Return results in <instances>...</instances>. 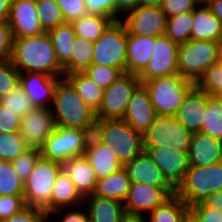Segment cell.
Wrapping results in <instances>:
<instances>
[{"label":"cell","mask_w":222,"mask_h":222,"mask_svg":"<svg viewBox=\"0 0 222 222\" xmlns=\"http://www.w3.org/2000/svg\"><path fill=\"white\" fill-rule=\"evenodd\" d=\"M10 60L20 73L34 72L63 77V67L59 64L48 32L13 37Z\"/></svg>","instance_id":"6da1fadb"},{"label":"cell","mask_w":222,"mask_h":222,"mask_svg":"<svg viewBox=\"0 0 222 222\" xmlns=\"http://www.w3.org/2000/svg\"><path fill=\"white\" fill-rule=\"evenodd\" d=\"M51 112L57 127L77 128L94 133L97 120L95 111L83 101L65 77L56 85Z\"/></svg>","instance_id":"7a4b0ae2"},{"label":"cell","mask_w":222,"mask_h":222,"mask_svg":"<svg viewBox=\"0 0 222 222\" xmlns=\"http://www.w3.org/2000/svg\"><path fill=\"white\" fill-rule=\"evenodd\" d=\"M93 135L115 153L123 166L144 151L142 133L122 119L96 120Z\"/></svg>","instance_id":"3957f363"},{"label":"cell","mask_w":222,"mask_h":222,"mask_svg":"<svg viewBox=\"0 0 222 222\" xmlns=\"http://www.w3.org/2000/svg\"><path fill=\"white\" fill-rule=\"evenodd\" d=\"M157 116H174L196 83L179 74L157 77L143 83Z\"/></svg>","instance_id":"277c9868"},{"label":"cell","mask_w":222,"mask_h":222,"mask_svg":"<svg viewBox=\"0 0 222 222\" xmlns=\"http://www.w3.org/2000/svg\"><path fill=\"white\" fill-rule=\"evenodd\" d=\"M222 190V162L208 166H189L176 195L191 207L204 202L210 195Z\"/></svg>","instance_id":"5b68a950"},{"label":"cell","mask_w":222,"mask_h":222,"mask_svg":"<svg viewBox=\"0 0 222 222\" xmlns=\"http://www.w3.org/2000/svg\"><path fill=\"white\" fill-rule=\"evenodd\" d=\"M220 42L189 40L179 44L178 74L195 83L218 63Z\"/></svg>","instance_id":"8992f818"},{"label":"cell","mask_w":222,"mask_h":222,"mask_svg":"<svg viewBox=\"0 0 222 222\" xmlns=\"http://www.w3.org/2000/svg\"><path fill=\"white\" fill-rule=\"evenodd\" d=\"M62 164L46 159L42 155L36 161L32 172L24 182V198L27 206L44 210L50 214L52 187Z\"/></svg>","instance_id":"52a82bcc"},{"label":"cell","mask_w":222,"mask_h":222,"mask_svg":"<svg viewBox=\"0 0 222 222\" xmlns=\"http://www.w3.org/2000/svg\"><path fill=\"white\" fill-rule=\"evenodd\" d=\"M127 29L121 21L113 22L94 42L92 65H104L126 72Z\"/></svg>","instance_id":"ba28073f"},{"label":"cell","mask_w":222,"mask_h":222,"mask_svg":"<svg viewBox=\"0 0 222 222\" xmlns=\"http://www.w3.org/2000/svg\"><path fill=\"white\" fill-rule=\"evenodd\" d=\"M192 135L174 116H157L142 134L144 151L149 147L188 151Z\"/></svg>","instance_id":"9c48e42d"},{"label":"cell","mask_w":222,"mask_h":222,"mask_svg":"<svg viewBox=\"0 0 222 222\" xmlns=\"http://www.w3.org/2000/svg\"><path fill=\"white\" fill-rule=\"evenodd\" d=\"M91 135L87 130L56 126L41 150V155L63 164L72 157L84 155Z\"/></svg>","instance_id":"30bf717a"},{"label":"cell","mask_w":222,"mask_h":222,"mask_svg":"<svg viewBox=\"0 0 222 222\" xmlns=\"http://www.w3.org/2000/svg\"><path fill=\"white\" fill-rule=\"evenodd\" d=\"M139 75L123 73L103 92L97 120L122 119L132 92L140 84Z\"/></svg>","instance_id":"8fae6325"},{"label":"cell","mask_w":222,"mask_h":222,"mask_svg":"<svg viewBox=\"0 0 222 222\" xmlns=\"http://www.w3.org/2000/svg\"><path fill=\"white\" fill-rule=\"evenodd\" d=\"M122 19L129 34L158 37L166 32L167 16L161 7L137 5L126 12Z\"/></svg>","instance_id":"7c38bea8"},{"label":"cell","mask_w":222,"mask_h":222,"mask_svg":"<svg viewBox=\"0 0 222 222\" xmlns=\"http://www.w3.org/2000/svg\"><path fill=\"white\" fill-rule=\"evenodd\" d=\"M179 45L166 34L155 37L152 58L145 70L139 75L141 83L147 80L178 74L177 58Z\"/></svg>","instance_id":"4fadbf2b"},{"label":"cell","mask_w":222,"mask_h":222,"mask_svg":"<svg viewBox=\"0 0 222 222\" xmlns=\"http://www.w3.org/2000/svg\"><path fill=\"white\" fill-rule=\"evenodd\" d=\"M55 127L51 108L34 107L21 118L20 133L28 148L41 151Z\"/></svg>","instance_id":"5bb4252c"},{"label":"cell","mask_w":222,"mask_h":222,"mask_svg":"<svg viewBox=\"0 0 222 222\" xmlns=\"http://www.w3.org/2000/svg\"><path fill=\"white\" fill-rule=\"evenodd\" d=\"M131 183H143L164 189L170 196L176 195V188L162 174L146 151L137 155L123 166Z\"/></svg>","instance_id":"9a60e30c"},{"label":"cell","mask_w":222,"mask_h":222,"mask_svg":"<svg viewBox=\"0 0 222 222\" xmlns=\"http://www.w3.org/2000/svg\"><path fill=\"white\" fill-rule=\"evenodd\" d=\"M162 174L177 188L189 168L188 151L165 147H149L145 150Z\"/></svg>","instance_id":"2e32d148"},{"label":"cell","mask_w":222,"mask_h":222,"mask_svg":"<svg viewBox=\"0 0 222 222\" xmlns=\"http://www.w3.org/2000/svg\"><path fill=\"white\" fill-rule=\"evenodd\" d=\"M156 117L157 114L151 103L148 89L143 83H140L132 92L122 120L127 122L135 131L143 134Z\"/></svg>","instance_id":"e0dca14e"},{"label":"cell","mask_w":222,"mask_h":222,"mask_svg":"<svg viewBox=\"0 0 222 222\" xmlns=\"http://www.w3.org/2000/svg\"><path fill=\"white\" fill-rule=\"evenodd\" d=\"M8 24L13 37L39 35L44 32L36 8V0H12Z\"/></svg>","instance_id":"ac0fdd59"},{"label":"cell","mask_w":222,"mask_h":222,"mask_svg":"<svg viewBox=\"0 0 222 222\" xmlns=\"http://www.w3.org/2000/svg\"><path fill=\"white\" fill-rule=\"evenodd\" d=\"M61 78L63 77L24 72L19 75V85L34 107L51 108L55 88Z\"/></svg>","instance_id":"d6986e66"},{"label":"cell","mask_w":222,"mask_h":222,"mask_svg":"<svg viewBox=\"0 0 222 222\" xmlns=\"http://www.w3.org/2000/svg\"><path fill=\"white\" fill-rule=\"evenodd\" d=\"M171 196L162 188L143 184L131 183L125 200V212L146 216L156 207L163 204Z\"/></svg>","instance_id":"ffe728a7"},{"label":"cell","mask_w":222,"mask_h":222,"mask_svg":"<svg viewBox=\"0 0 222 222\" xmlns=\"http://www.w3.org/2000/svg\"><path fill=\"white\" fill-rule=\"evenodd\" d=\"M207 112V93L195 86L185 97L174 117L192 133L201 132Z\"/></svg>","instance_id":"44dd1931"},{"label":"cell","mask_w":222,"mask_h":222,"mask_svg":"<svg viewBox=\"0 0 222 222\" xmlns=\"http://www.w3.org/2000/svg\"><path fill=\"white\" fill-rule=\"evenodd\" d=\"M189 166H208L222 162V140L193 133L188 149Z\"/></svg>","instance_id":"7402d4cb"},{"label":"cell","mask_w":222,"mask_h":222,"mask_svg":"<svg viewBox=\"0 0 222 222\" xmlns=\"http://www.w3.org/2000/svg\"><path fill=\"white\" fill-rule=\"evenodd\" d=\"M84 155L93 167L97 179L115 173L123 167L115 153L93 134L88 140Z\"/></svg>","instance_id":"603a6c76"},{"label":"cell","mask_w":222,"mask_h":222,"mask_svg":"<svg viewBox=\"0 0 222 222\" xmlns=\"http://www.w3.org/2000/svg\"><path fill=\"white\" fill-rule=\"evenodd\" d=\"M84 197L76 189L74 183L70 180V177L67 175L65 170L62 168L57 174L55 182L52 187L51 198H50V215L62 214L65 210V207L71 208L79 205L82 208ZM63 209V210H62Z\"/></svg>","instance_id":"cb8c5ba5"},{"label":"cell","mask_w":222,"mask_h":222,"mask_svg":"<svg viewBox=\"0 0 222 222\" xmlns=\"http://www.w3.org/2000/svg\"><path fill=\"white\" fill-rule=\"evenodd\" d=\"M155 37L127 32L126 73L140 75L152 58Z\"/></svg>","instance_id":"d4e9b609"},{"label":"cell","mask_w":222,"mask_h":222,"mask_svg":"<svg viewBox=\"0 0 222 222\" xmlns=\"http://www.w3.org/2000/svg\"><path fill=\"white\" fill-rule=\"evenodd\" d=\"M191 40L222 42V24L206 3L193 11Z\"/></svg>","instance_id":"484cf974"},{"label":"cell","mask_w":222,"mask_h":222,"mask_svg":"<svg viewBox=\"0 0 222 222\" xmlns=\"http://www.w3.org/2000/svg\"><path fill=\"white\" fill-rule=\"evenodd\" d=\"M62 168L83 197L93 193L98 179L85 155L70 158Z\"/></svg>","instance_id":"4316f807"},{"label":"cell","mask_w":222,"mask_h":222,"mask_svg":"<svg viewBox=\"0 0 222 222\" xmlns=\"http://www.w3.org/2000/svg\"><path fill=\"white\" fill-rule=\"evenodd\" d=\"M83 203L88 205L85 208L90 222H120L125 212L124 204L111 198L90 194L84 197Z\"/></svg>","instance_id":"83f0119b"},{"label":"cell","mask_w":222,"mask_h":222,"mask_svg":"<svg viewBox=\"0 0 222 222\" xmlns=\"http://www.w3.org/2000/svg\"><path fill=\"white\" fill-rule=\"evenodd\" d=\"M130 185L131 181L127 170L122 167L117 172L98 179L92 195L111 198L124 203L128 196Z\"/></svg>","instance_id":"f1b7e54d"},{"label":"cell","mask_w":222,"mask_h":222,"mask_svg":"<svg viewBox=\"0 0 222 222\" xmlns=\"http://www.w3.org/2000/svg\"><path fill=\"white\" fill-rule=\"evenodd\" d=\"M64 77L73 85L83 101L96 112L101 104L104 90L84 72H74Z\"/></svg>","instance_id":"f546056e"},{"label":"cell","mask_w":222,"mask_h":222,"mask_svg":"<svg viewBox=\"0 0 222 222\" xmlns=\"http://www.w3.org/2000/svg\"><path fill=\"white\" fill-rule=\"evenodd\" d=\"M114 21L107 16L86 14L71 22L76 36L95 42Z\"/></svg>","instance_id":"4dcf8cb0"},{"label":"cell","mask_w":222,"mask_h":222,"mask_svg":"<svg viewBox=\"0 0 222 222\" xmlns=\"http://www.w3.org/2000/svg\"><path fill=\"white\" fill-rule=\"evenodd\" d=\"M59 64L64 67L71 58L72 43L76 37L71 23L65 22L48 31Z\"/></svg>","instance_id":"1f68e13d"},{"label":"cell","mask_w":222,"mask_h":222,"mask_svg":"<svg viewBox=\"0 0 222 222\" xmlns=\"http://www.w3.org/2000/svg\"><path fill=\"white\" fill-rule=\"evenodd\" d=\"M71 46V58L63 67V77L74 72H84L92 65L94 42L76 36Z\"/></svg>","instance_id":"d6a6232c"},{"label":"cell","mask_w":222,"mask_h":222,"mask_svg":"<svg viewBox=\"0 0 222 222\" xmlns=\"http://www.w3.org/2000/svg\"><path fill=\"white\" fill-rule=\"evenodd\" d=\"M188 212V205L175 195L156 207L146 218L147 222H182Z\"/></svg>","instance_id":"836d02e7"},{"label":"cell","mask_w":222,"mask_h":222,"mask_svg":"<svg viewBox=\"0 0 222 222\" xmlns=\"http://www.w3.org/2000/svg\"><path fill=\"white\" fill-rule=\"evenodd\" d=\"M192 23L193 11L167 18L165 34L171 41L178 45L184 44L191 40Z\"/></svg>","instance_id":"e575fe53"},{"label":"cell","mask_w":222,"mask_h":222,"mask_svg":"<svg viewBox=\"0 0 222 222\" xmlns=\"http://www.w3.org/2000/svg\"><path fill=\"white\" fill-rule=\"evenodd\" d=\"M201 133L222 140V105L216 96L207 94V112Z\"/></svg>","instance_id":"d590c367"},{"label":"cell","mask_w":222,"mask_h":222,"mask_svg":"<svg viewBox=\"0 0 222 222\" xmlns=\"http://www.w3.org/2000/svg\"><path fill=\"white\" fill-rule=\"evenodd\" d=\"M36 8L44 32L65 23L62 10L56 0H36Z\"/></svg>","instance_id":"8d00e7d4"},{"label":"cell","mask_w":222,"mask_h":222,"mask_svg":"<svg viewBox=\"0 0 222 222\" xmlns=\"http://www.w3.org/2000/svg\"><path fill=\"white\" fill-rule=\"evenodd\" d=\"M24 196V182L9 161L0 163V196Z\"/></svg>","instance_id":"74e56055"},{"label":"cell","mask_w":222,"mask_h":222,"mask_svg":"<svg viewBox=\"0 0 222 222\" xmlns=\"http://www.w3.org/2000/svg\"><path fill=\"white\" fill-rule=\"evenodd\" d=\"M20 131L0 133V159L12 162L28 150Z\"/></svg>","instance_id":"f35d334b"},{"label":"cell","mask_w":222,"mask_h":222,"mask_svg":"<svg viewBox=\"0 0 222 222\" xmlns=\"http://www.w3.org/2000/svg\"><path fill=\"white\" fill-rule=\"evenodd\" d=\"M0 104L21 118L34 108V105L26 96L20 85H18L11 93L1 97Z\"/></svg>","instance_id":"ab89813d"},{"label":"cell","mask_w":222,"mask_h":222,"mask_svg":"<svg viewBox=\"0 0 222 222\" xmlns=\"http://www.w3.org/2000/svg\"><path fill=\"white\" fill-rule=\"evenodd\" d=\"M84 73L103 90L123 74L118 68L104 65H91Z\"/></svg>","instance_id":"60d3db41"},{"label":"cell","mask_w":222,"mask_h":222,"mask_svg":"<svg viewBox=\"0 0 222 222\" xmlns=\"http://www.w3.org/2000/svg\"><path fill=\"white\" fill-rule=\"evenodd\" d=\"M196 86L210 96L222 92V64L219 62L208 69Z\"/></svg>","instance_id":"b9f144b4"},{"label":"cell","mask_w":222,"mask_h":222,"mask_svg":"<svg viewBox=\"0 0 222 222\" xmlns=\"http://www.w3.org/2000/svg\"><path fill=\"white\" fill-rule=\"evenodd\" d=\"M20 72L11 60L0 61V98L11 93L19 85Z\"/></svg>","instance_id":"7bdbcfd3"},{"label":"cell","mask_w":222,"mask_h":222,"mask_svg":"<svg viewBox=\"0 0 222 222\" xmlns=\"http://www.w3.org/2000/svg\"><path fill=\"white\" fill-rule=\"evenodd\" d=\"M40 156V150L29 148L11 162L15 171L19 175V178L23 182L29 177V174L32 172L34 165Z\"/></svg>","instance_id":"ee69618b"},{"label":"cell","mask_w":222,"mask_h":222,"mask_svg":"<svg viewBox=\"0 0 222 222\" xmlns=\"http://www.w3.org/2000/svg\"><path fill=\"white\" fill-rule=\"evenodd\" d=\"M87 14L110 17L118 21V0H85Z\"/></svg>","instance_id":"f6af8a7d"},{"label":"cell","mask_w":222,"mask_h":222,"mask_svg":"<svg viewBox=\"0 0 222 222\" xmlns=\"http://www.w3.org/2000/svg\"><path fill=\"white\" fill-rule=\"evenodd\" d=\"M199 4L198 0H162L160 7L170 18L194 11Z\"/></svg>","instance_id":"bcb514c9"},{"label":"cell","mask_w":222,"mask_h":222,"mask_svg":"<svg viewBox=\"0 0 222 222\" xmlns=\"http://www.w3.org/2000/svg\"><path fill=\"white\" fill-rule=\"evenodd\" d=\"M27 207L24 196H0V222Z\"/></svg>","instance_id":"7dc6e473"},{"label":"cell","mask_w":222,"mask_h":222,"mask_svg":"<svg viewBox=\"0 0 222 222\" xmlns=\"http://www.w3.org/2000/svg\"><path fill=\"white\" fill-rule=\"evenodd\" d=\"M60 6L65 22L71 23L87 14L85 0H56Z\"/></svg>","instance_id":"c3c4849f"},{"label":"cell","mask_w":222,"mask_h":222,"mask_svg":"<svg viewBox=\"0 0 222 222\" xmlns=\"http://www.w3.org/2000/svg\"><path fill=\"white\" fill-rule=\"evenodd\" d=\"M47 220L51 221L44 210L27 206L21 212L1 222H48Z\"/></svg>","instance_id":"681fc988"},{"label":"cell","mask_w":222,"mask_h":222,"mask_svg":"<svg viewBox=\"0 0 222 222\" xmlns=\"http://www.w3.org/2000/svg\"><path fill=\"white\" fill-rule=\"evenodd\" d=\"M189 211L199 222H222V212L208 206L205 202L189 207Z\"/></svg>","instance_id":"f907efd6"},{"label":"cell","mask_w":222,"mask_h":222,"mask_svg":"<svg viewBox=\"0 0 222 222\" xmlns=\"http://www.w3.org/2000/svg\"><path fill=\"white\" fill-rule=\"evenodd\" d=\"M21 117L0 104V133L20 131Z\"/></svg>","instance_id":"816d5d0a"},{"label":"cell","mask_w":222,"mask_h":222,"mask_svg":"<svg viewBox=\"0 0 222 222\" xmlns=\"http://www.w3.org/2000/svg\"><path fill=\"white\" fill-rule=\"evenodd\" d=\"M13 35L8 22L0 23V61L9 60L12 54Z\"/></svg>","instance_id":"f5cc1de1"},{"label":"cell","mask_w":222,"mask_h":222,"mask_svg":"<svg viewBox=\"0 0 222 222\" xmlns=\"http://www.w3.org/2000/svg\"><path fill=\"white\" fill-rule=\"evenodd\" d=\"M69 209L66 210L64 216H62L63 218L61 217L60 222H90L86 208L85 210L81 209V211L76 210L74 207Z\"/></svg>","instance_id":"db71d44e"},{"label":"cell","mask_w":222,"mask_h":222,"mask_svg":"<svg viewBox=\"0 0 222 222\" xmlns=\"http://www.w3.org/2000/svg\"><path fill=\"white\" fill-rule=\"evenodd\" d=\"M137 5L138 0H118V21H121L123 15Z\"/></svg>","instance_id":"11a10c76"},{"label":"cell","mask_w":222,"mask_h":222,"mask_svg":"<svg viewBox=\"0 0 222 222\" xmlns=\"http://www.w3.org/2000/svg\"><path fill=\"white\" fill-rule=\"evenodd\" d=\"M204 202L208 206L220 210L222 212V190L213 193Z\"/></svg>","instance_id":"9f6ffc18"},{"label":"cell","mask_w":222,"mask_h":222,"mask_svg":"<svg viewBox=\"0 0 222 222\" xmlns=\"http://www.w3.org/2000/svg\"><path fill=\"white\" fill-rule=\"evenodd\" d=\"M206 5L222 24V0H208Z\"/></svg>","instance_id":"6f0895ef"},{"label":"cell","mask_w":222,"mask_h":222,"mask_svg":"<svg viewBox=\"0 0 222 222\" xmlns=\"http://www.w3.org/2000/svg\"><path fill=\"white\" fill-rule=\"evenodd\" d=\"M10 0H0V23L8 22L10 13Z\"/></svg>","instance_id":"680465c9"},{"label":"cell","mask_w":222,"mask_h":222,"mask_svg":"<svg viewBox=\"0 0 222 222\" xmlns=\"http://www.w3.org/2000/svg\"><path fill=\"white\" fill-rule=\"evenodd\" d=\"M144 217H146V215L124 212L120 222H147V218Z\"/></svg>","instance_id":"91938a15"},{"label":"cell","mask_w":222,"mask_h":222,"mask_svg":"<svg viewBox=\"0 0 222 222\" xmlns=\"http://www.w3.org/2000/svg\"><path fill=\"white\" fill-rule=\"evenodd\" d=\"M162 0H138V5L160 7Z\"/></svg>","instance_id":"94428289"},{"label":"cell","mask_w":222,"mask_h":222,"mask_svg":"<svg viewBox=\"0 0 222 222\" xmlns=\"http://www.w3.org/2000/svg\"><path fill=\"white\" fill-rule=\"evenodd\" d=\"M182 222H199L198 219L189 211Z\"/></svg>","instance_id":"6125c7cd"},{"label":"cell","mask_w":222,"mask_h":222,"mask_svg":"<svg viewBox=\"0 0 222 222\" xmlns=\"http://www.w3.org/2000/svg\"><path fill=\"white\" fill-rule=\"evenodd\" d=\"M218 62H219L220 64H222V42H221V45H220L219 60H218Z\"/></svg>","instance_id":"be15d7a7"},{"label":"cell","mask_w":222,"mask_h":222,"mask_svg":"<svg viewBox=\"0 0 222 222\" xmlns=\"http://www.w3.org/2000/svg\"><path fill=\"white\" fill-rule=\"evenodd\" d=\"M217 97V99L220 101L221 105H222V92L218 93L217 95H215Z\"/></svg>","instance_id":"e7e4bbea"},{"label":"cell","mask_w":222,"mask_h":222,"mask_svg":"<svg viewBox=\"0 0 222 222\" xmlns=\"http://www.w3.org/2000/svg\"><path fill=\"white\" fill-rule=\"evenodd\" d=\"M200 3H206L208 0H198Z\"/></svg>","instance_id":"03108f58"}]
</instances>
